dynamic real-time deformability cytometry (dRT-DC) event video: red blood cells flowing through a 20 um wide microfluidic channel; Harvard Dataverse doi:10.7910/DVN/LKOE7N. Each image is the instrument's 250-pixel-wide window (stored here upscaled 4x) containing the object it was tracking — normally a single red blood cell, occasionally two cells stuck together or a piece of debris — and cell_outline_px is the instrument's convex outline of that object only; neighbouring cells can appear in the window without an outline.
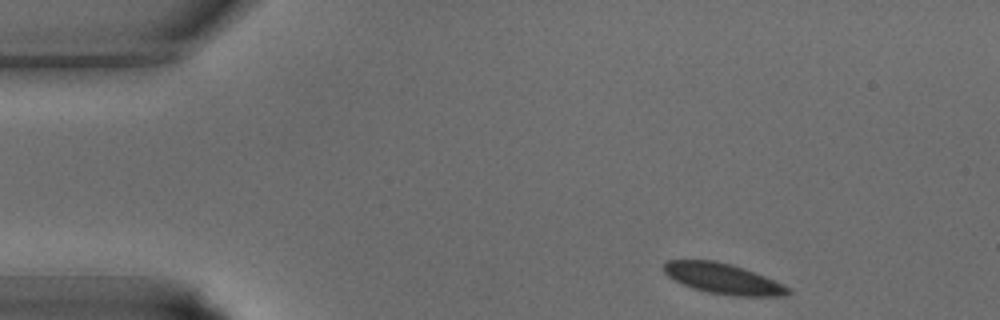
{"species": "common noctule bat (a hibernating species)", "species_latin": "Nyctalus noctula", "temperature_condition": "warm", "stored_images_in_passage": 34, "camera_frame_rate_fps": 3000, "um_per_image_px": 0.085, "animal": {"sex": "male", "body_mass_g": 15.6}, "frame": {"image": 1, "passage_image": 1, "time_ms": 0.0, "image_size_px": [1000, 320], "cell_outline_px": [[792, 292], [788, 296], [736, 296], [708, 292], [692, 288], [668, 276], [664, 272], [664, 264], [668, 260], [716, 260], [732, 264], [744, 268], [784, 284]], "centroid_in_image_um": [61.49, 23.68], "position_along_channel_um": 23.5, "area_um2": 22.02}}
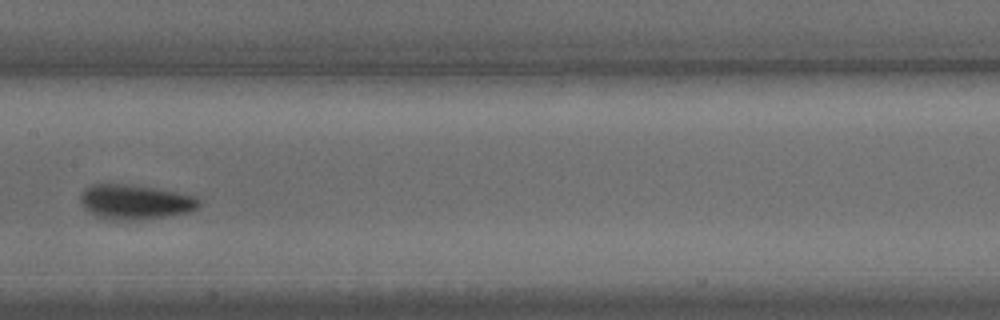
{"frame": {"image": 2, "passage_image": 15, "time_ms": 4.667, "image_size_px": [1000, 320], "cell_outline_px": [[200, 204], [192, 212], [136, 220], [112, 220], [96, 216], [84, 208], [80, 200], [80, 196], [84, 188], [92, 184], [124, 184], [156, 188], [196, 196], [200, 200]], "centroid_in_image_um": [11.48, 17.16], "position_along_channel_um": 195.9, "area_um2": 23.99}}
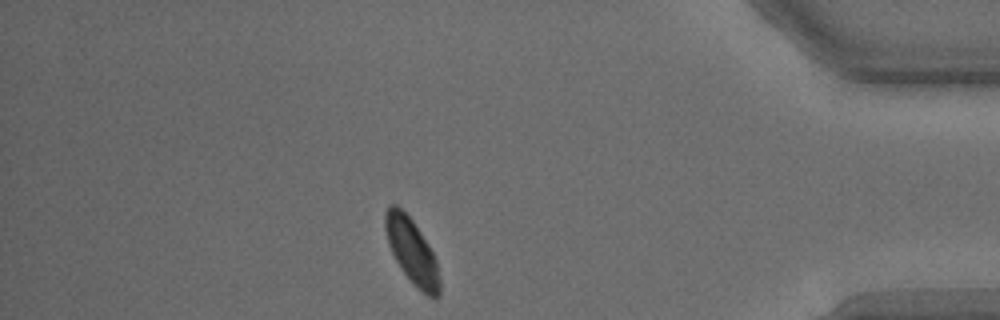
{"frame": {"image": 3, "passage_image": 29, "time_ms": 9.333, "image_size_px": [1000, 320], "cell_outline_px": [[440, 296], [428, 296], [412, 284], [400, 268], [388, 244], [384, 228], [384, 212], [388, 204], [396, 204], [412, 220], [428, 244], [436, 260], [440, 280]], "centroid_in_image_um": [34.98, 21.34], "position_along_channel_um": 400.2, "area_um2": 20.63}}